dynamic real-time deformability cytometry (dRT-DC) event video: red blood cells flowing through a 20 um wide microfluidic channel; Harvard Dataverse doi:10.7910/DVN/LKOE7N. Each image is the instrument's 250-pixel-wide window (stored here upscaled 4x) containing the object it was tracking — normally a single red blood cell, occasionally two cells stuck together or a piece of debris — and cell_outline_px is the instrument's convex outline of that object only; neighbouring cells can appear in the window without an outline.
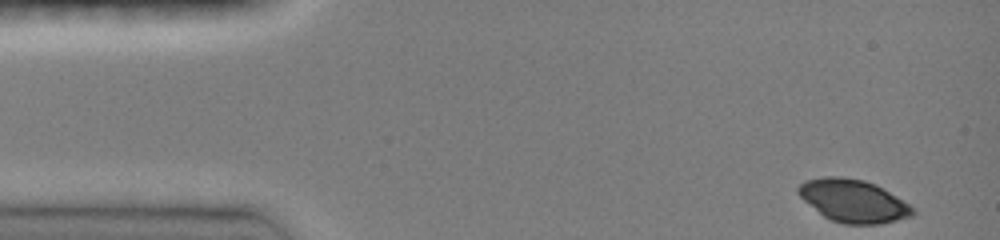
{"species": "common noctule bat (a hibernating species)", "species_latin": "Nyctalus noctula", "temperature_condition": "room temperature", "stored_images_in_passage": 42, "camera_frame_rate_fps": 3000, "um_per_image_px": 0.085, "animal": {"sex": "female", "body_mass_g": 19.0, "forearm_length_mm": 51.5}, "frame": {"image": 1, "passage_image": 1, "time_ms": 0.0, "image_size_px": [1000, 240], "cell_outline_px": [[916, 212], [912, 216], [880, 224], [844, 224], [832, 220], [824, 216], [804, 200], [796, 192], [796, 188], [804, 180], [824, 176], [840, 176], [864, 180], [876, 184], [916, 208]], "centroid_in_image_um": [72.53, 17.06], "position_along_channel_um": 12.5, "area_um2": 28.55}}
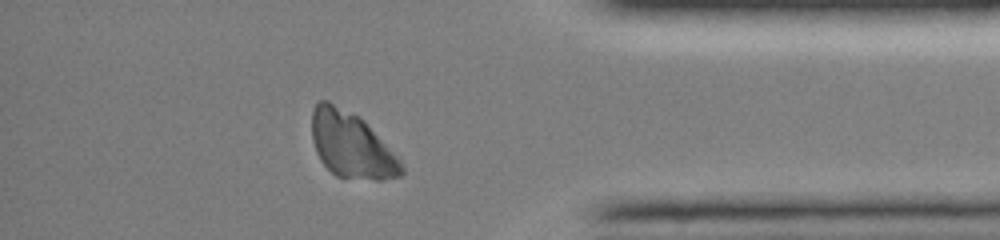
{"frame": {"image": 2, "passage_image": 38, "time_ms": 12.333, "image_size_px": [1000, 240], "cell_outline_px": [[404, 172], [400, 176], [384, 180], [376, 180], [336, 176], [320, 160], [316, 152], [312, 140], [312, 108], [320, 100], [328, 100], [364, 120], [404, 164]], "centroid_in_image_um": [29.86, 12.34], "position_along_channel_um": 405.3, "area_um2": 34.16}}